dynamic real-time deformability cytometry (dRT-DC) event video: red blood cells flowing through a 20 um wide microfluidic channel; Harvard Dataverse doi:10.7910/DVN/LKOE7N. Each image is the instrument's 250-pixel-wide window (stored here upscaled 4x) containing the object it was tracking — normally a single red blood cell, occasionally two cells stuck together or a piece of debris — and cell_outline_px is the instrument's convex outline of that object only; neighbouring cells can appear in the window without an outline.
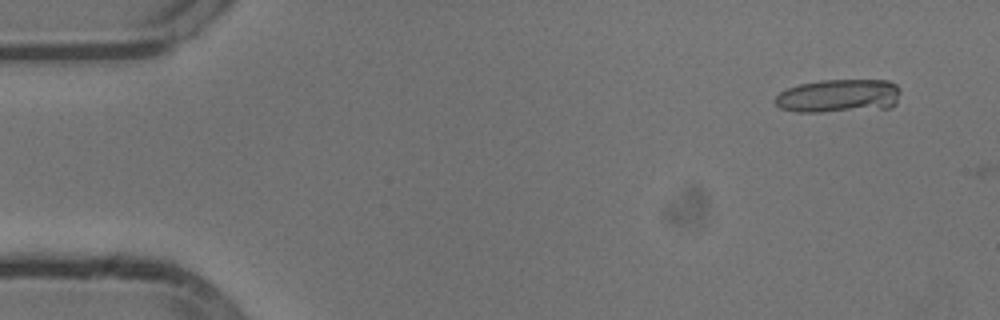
{"species": "common noctule bat (a hibernating species)", "species_latin": "Nyctalus noctula", "temperature_condition": "cold", "stored_images_in_passage": 2, "camera_frame_rate_fps": 3000, "um_per_image_px": 0.085, "animal": {"sex": "male", "body_mass_g": 13.3}, "frame": {"image": 1, "passage_image": 1, "time_ms": 0.0, "image_size_px": [1000, 320], "cell_outline_px": [[900, 92], [896, 104], [892, 108], [820, 112], [796, 112], [780, 108], [776, 104], [776, 96], [780, 92], [788, 88], [800, 84], [820, 80], [888, 80], [896, 84], [900, 88]], "centroid_in_image_um": [71.33, 8.15], "position_along_channel_um": 13.7, "area_um2": 24.57}}